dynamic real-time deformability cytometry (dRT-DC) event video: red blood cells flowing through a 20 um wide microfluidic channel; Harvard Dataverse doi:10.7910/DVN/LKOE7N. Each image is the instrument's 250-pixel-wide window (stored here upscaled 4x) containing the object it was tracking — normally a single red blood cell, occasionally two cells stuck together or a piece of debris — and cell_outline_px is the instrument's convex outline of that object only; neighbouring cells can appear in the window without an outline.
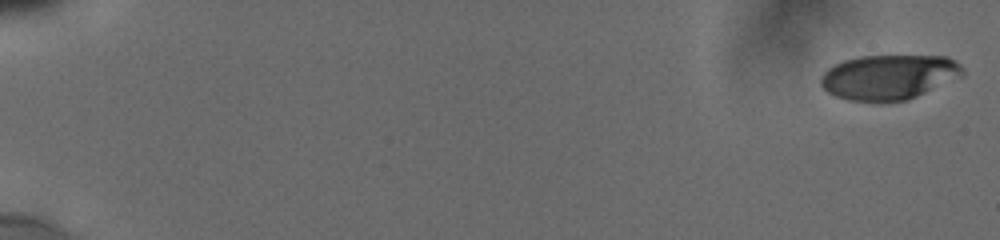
{"species": "human", "species_latin": "Homo sapiens", "temperature_condition": "cold", "stored_images_in_passage": 35, "camera_frame_rate_fps": 3000, "um_per_image_px": 0.085, "donor": {"sex": "male"}, "frame": {"image": 1, "passage_image": 1, "time_ms": 0.0, "image_size_px": [1000, 240], "cell_outline_px": [[964, 72], [908, 100], [880, 104], [876, 104], [848, 100], [836, 96], [828, 92], [820, 84], [820, 76], [828, 68], [844, 60], [860, 56], [948, 56], [956, 60], [964, 68]], "centroid_in_image_um": [75.48, 6.57], "position_along_channel_um": 9.5, "area_um2": 37.17}}
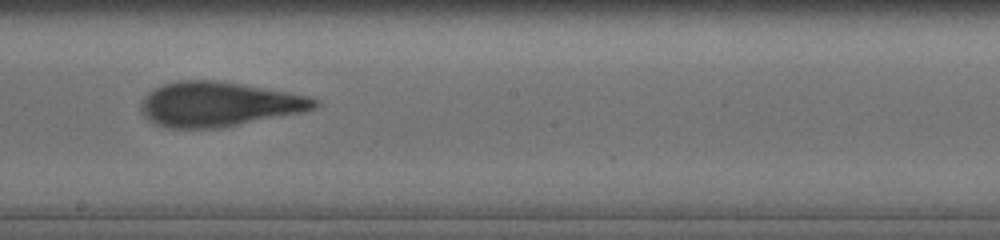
{"frame": {"image": 2, "passage_image": 21, "time_ms": 11.0, "image_size_px": [1000, 240], "cell_outline_px": [[320, 104], [316, 108], [304, 112], [224, 128], [172, 128], [156, 124], [148, 120], [144, 116], [140, 108], [140, 104], [144, 96], [156, 88], [164, 84], [176, 80], [216, 80], [288, 92], [308, 96], [320, 100]], "centroid_in_image_um": [18.62, 8.87], "position_along_channel_um": 229.6, "area_um2": 45.43}}
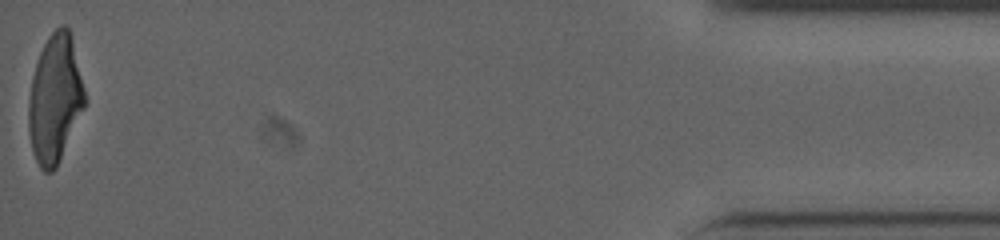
{"frame": {"image": 3, "passage_image": 35, "time_ms": 18.333, "image_size_px": [1000, 240], "cell_outline_px": [[84, 108], [56, 168], [52, 172], [44, 172], [40, 168], [32, 152], [28, 132], [28, 100], [32, 76], [40, 52], [48, 36], [60, 24], [64, 24], [68, 28], [72, 36], [84, 88]], "centroid_in_image_um": [4.65, 8.4], "position_along_channel_um": 430.6, "area_um2": 41.91}, "authors_computed_cell_mechanics": {"area_um2": 42.9454, "velocity_mm_per_s": 3.8458, "shape_relaxation_time_tau1_ms": 5.6197, "shape_relaxation_time_tau2_ms": 1.5157, "deformation_change_tau1": 0.2181, "deformation_change_tau2": 0.1067}}